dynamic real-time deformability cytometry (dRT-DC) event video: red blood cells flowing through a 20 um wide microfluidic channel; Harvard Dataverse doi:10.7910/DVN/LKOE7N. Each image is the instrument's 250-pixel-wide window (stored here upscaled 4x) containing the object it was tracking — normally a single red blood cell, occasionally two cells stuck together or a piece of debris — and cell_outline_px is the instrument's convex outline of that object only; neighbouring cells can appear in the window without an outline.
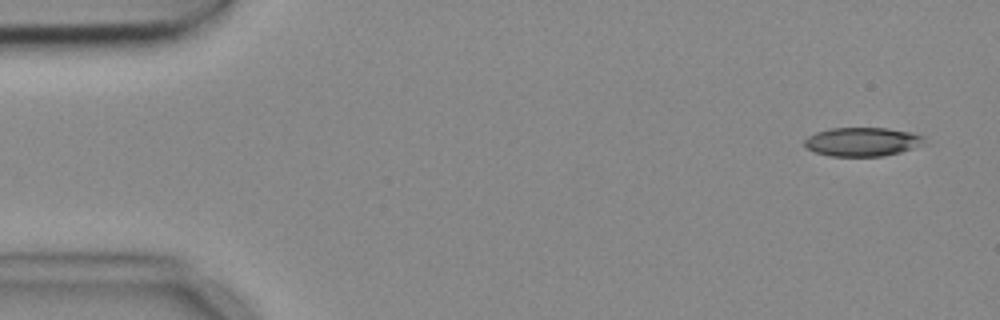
{"species": "common noctule bat (a hibernating species)", "species_latin": "Nyctalus noctula", "temperature_condition": "cold", "stored_images_in_passage": 5, "camera_frame_rate_fps": 3000, "um_per_image_px": 0.085, "animal": {"sex": "female", "body_mass_g": 18.4}, "frame": {"image": 1, "passage_image": 1, "time_ms": 0.0, "image_size_px": [1000, 320], "cell_outline_px": [[928, 144], [900, 152], [884, 156], [828, 156], [804, 148], [804, 140], [808, 136], [816, 132], [828, 128], [888, 128], [912, 132], [924, 136]], "centroid_in_image_um": [73.33, 12.05], "position_along_channel_um": 11.7, "area_um2": 20.52}}
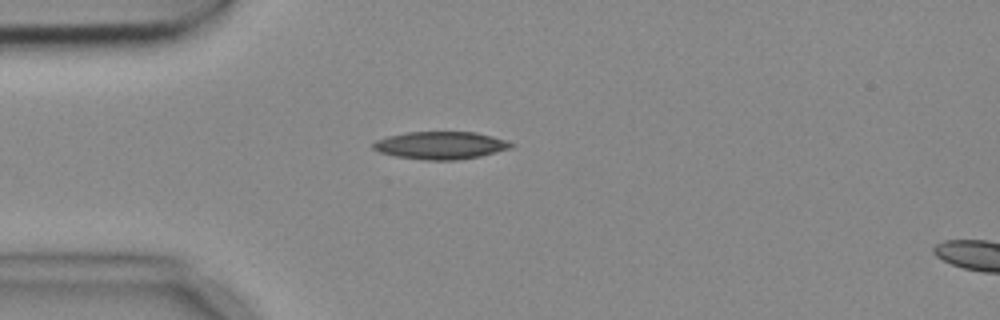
{"frame": {"image": 2, "passage_image": 4, "time_ms": 1.0, "image_size_px": [1000, 320], "cell_outline_px": [[516, 144], [512, 148], [480, 156], [456, 160], [424, 160], [396, 156], [380, 152], [372, 148], [372, 144], [376, 140], [388, 136], [408, 132], [476, 132], [508, 140]], "centroid_in_image_um": [37.49, 12.35], "position_along_channel_um": 47.5, "area_um2": 22.25}}